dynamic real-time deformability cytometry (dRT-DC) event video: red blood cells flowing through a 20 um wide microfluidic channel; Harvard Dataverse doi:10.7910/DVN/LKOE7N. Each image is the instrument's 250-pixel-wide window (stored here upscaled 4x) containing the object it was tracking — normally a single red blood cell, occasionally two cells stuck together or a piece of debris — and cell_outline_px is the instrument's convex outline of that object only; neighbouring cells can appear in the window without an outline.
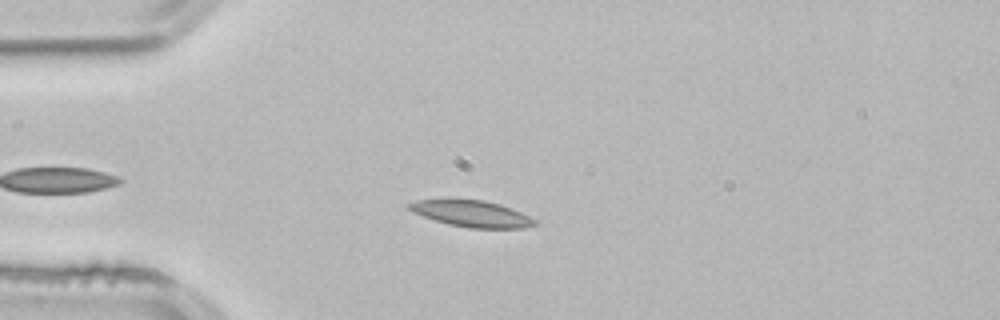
{"species": "common noctule bat (a hibernating species)", "species_latin": "Nyctalus noctula", "temperature_condition": "room temperature", "stored_images_in_passage": 2, "camera_frame_rate_fps": 3000, "um_per_image_px": 0.085, "animal": {"sex": "male", "body_mass_g": 21.5, "forearm_length_mm": 52.0}, "frame": {"image": 1, "passage_image": 2, "time_ms": 0.333, "image_size_px": [1000, 320], "cell_outline_px": [[540, 224], [524, 228], [468, 228], [448, 224], [412, 212], [404, 204], [416, 200], [444, 196], [452, 196], [484, 200], [500, 204], [520, 212], [536, 220]], "centroid_in_image_um": [40.0, 18.1], "position_along_channel_um": 45.0, "area_um2": 20.29}}